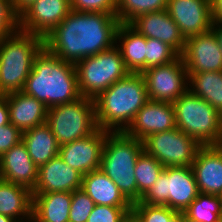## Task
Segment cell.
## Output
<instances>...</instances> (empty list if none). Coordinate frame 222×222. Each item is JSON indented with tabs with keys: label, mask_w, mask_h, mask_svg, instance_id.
I'll list each match as a JSON object with an SVG mask.
<instances>
[{
	"label": "cell",
	"mask_w": 222,
	"mask_h": 222,
	"mask_svg": "<svg viewBox=\"0 0 222 222\" xmlns=\"http://www.w3.org/2000/svg\"><path fill=\"white\" fill-rule=\"evenodd\" d=\"M119 24L113 14L71 10L44 38V47L60 59L76 64L113 47Z\"/></svg>",
	"instance_id": "cell-1"
},
{
	"label": "cell",
	"mask_w": 222,
	"mask_h": 222,
	"mask_svg": "<svg viewBox=\"0 0 222 222\" xmlns=\"http://www.w3.org/2000/svg\"><path fill=\"white\" fill-rule=\"evenodd\" d=\"M15 11L20 15L26 8H28L36 0H12Z\"/></svg>",
	"instance_id": "cell-40"
},
{
	"label": "cell",
	"mask_w": 222,
	"mask_h": 222,
	"mask_svg": "<svg viewBox=\"0 0 222 222\" xmlns=\"http://www.w3.org/2000/svg\"><path fill=\"white\" fill-rule=\"evenodd\" d=\"M191 167L200 193H222V144L202 145Z\"/></svg>",
	"instance_id": "cell-19"
},
{
	"label": "cell",
	"mask_w": 222,
	"mask_h": 222,
	"mask_svg": "<svg viewBox=\"0 0 222 222\" xmlns=\"http://www.w3.org/2000/svg\"><path fill=\"white\" fill-rule=\"evenodd\" d=\"M180 55L164 42L146 38V69L168 64L176 60Z\"/></svg>",
	"instance_id": "cell-32"
},
{
	"label": "cell",
	"mask_w": 222,
	"mask_h": 222,
	"mask_svg": "<svg viewBox=\"0 0 222 222\" xmlns=\"http://www.w3.org/2000/svg\"><path fill=\"white\" fill-rule=\"evenodd\" d=\"M20 30V15L12 0H0V43Z\"/></svg>",
	"instance_id": "cell-35"
},
{
	"label": "cell",
	"mask_w": 222,
	"mask_h": 222,
	"mask_svg": "<svg viewBox=\"0 0 222 222\" xmlns=\"http://www.w3.org/2000/svg\"><path fill=\"white\" fill-rule=\"evenodd\" d=\"M199 193L191 166L165 167L140 202L184 212Z\"/></svg>",
	"instance_id": "cell-7"
},
{
	"label": "cell",
	"mask_w": 222,
	"mask_h": 222,
	"mask_svg": "<svg viewBox=\"0 0 222 222\" xmlns=\"http://www.w3.org/2000/svg\"><path fill=\"white\" fill-rule=\"evenodd\" d=\"M202 145L177 127L143 140L144 151L164 167L191 166Z\"/></svg>",
	"instance_id": "cell-10"
},
{
	"label": "cell",
	"mask_w": 222,
	"mask_h": 222,
	"mask_svg": "<svg viewBox=\"0 0 222 222\" xmlns=\"http://www.w3.org/2000/svg\"><path fill=\"white\" fill-rule=\"evenodd\" d=\"M75 67L79 93L91 99L130 73L116 45L83 58Z\"/></svg>",
	"instance_id": "cell-8"
},
{
	"label": "cell",
	"mask_w": 222,
	"mask_h": 222,
	"mask_svg": "<svg viewBox=\"0 0 222 222\" xmlns=\"http://www.w3.org/2000/svg\"><path fill=\"white\" fill-rule=\"evenodd\" d=\"M115 43L130 72L142 73L146 70V38L142 34L129 24L120 23Z\"/></svg>",
	"instance_id": "cell-23"
},
{
	"label": "cell",
	"mask_w": 222,
	"mask_h": 222,
	"mask_svg": "<svg viewBox=\"0 0 222 222\" xmlns=\"http://www.w3.org/2000/svg\"><path fill=\"white\" fill-rule=\"evenodd\" d=\"M44 38L19 30L0 43V93L22 91Z\"/></svg>",
	"instance_id": "cell-5"
},
{
	"label": "cell",
	"mask_w": 222,
	"mask_h": 222,
	"mask_svg": "<svg viewBox=\"0 0 222 222\" xmlns=\"http://www.w3.org/2000/svg\"><path fill=\"white\" fill-rule=\"evenodd\" d=\"M180 56L188 73L222 71V50L212 31L187 38Z\"/></svg>",
	"instance_id": "cell-14"
},
{
	"label": "cell",
	"mask_w": 222,
	"mask_h": 222,
	"mask_svg": "<svg viewBox=\"0 0 222 222\" xmlns=\"http://www.w3.org/2000/svg\"><path fill=\"white\" fill-rule=\"evenodd\" d=\"M46 124L60 146L93 134L98 129L94 99L81 96L49 107Z\"/></svg>",
	"instance_id": "cell-9"
},
{
	"label": "cell",
	"mask_w": 222,
	"mask_h": 222,
	"mask_svg": "<svg viewBox=\"0 0 222 222\" xmlns=\"http://www.w3.org/2000/svg\"><path fill=\"white\" fill-rule=\"evenodd\" d=\"M176 127L201 145L222 144V115L189 89L173 102Z\"/></svg>",
	"instance_id": "cell-6"
},
{
	"label": "cell",
	"mask_w": 222,
	"mask_h": 222,
	"mask_svg": "<svg viewBox=\"0 0 222 222\" xmlns=\"http://www.w3.org/2000/svg\"><path fill=\"white\" fill-rule=\"evenodd\" d=\"M141 74L149 100L173 103L189 89L188 71L181 56L168 64L150 67Z\"/></svg>",
	"instance_id": "cell-11"
},
{
	"label": "cell",
	"mask_w": 222,
	"mask_h": 222,
	"mask_svg": "<svg viewBox=\"0 0 222 222\" xmlns=\"http://www.w3.org/2000/svg\"><path fill=\"white\" fill-rule=\"evenodd\" d=\"M83 175L58 156L38 168L37 183L32 194L70 192L80 189Z\"/></svg>",
	"instance_id": "cell-18"
},
{
	"label": "cell",
	"mask_w": 222,
	"mask_h": 222,
	"mask_svg": "<svg viewBox=\"0 0 222 222\" xmlns=\"http://www.w3.org/2000/svg\"><path fill=\"white\" fill-rule=\"evenodd\" d=\"M0 222H16V221L11 217L0 214Z\"/></svg>",
	"instance_id": "cell-42"
},
{
	"label": "cell",
	"mask_w": 222,
	"mask_h": 222,
	"mask_svg": "<svg viewBox=\"0 0 222 222\" xmlns=\"http://www.w3.org/2000/svg\"><path fill=\"white\" fill-rule=\"evenodd\" d=\"M22 141V132L12 123L0 126V157Z\"/></svg>",
	"instance_id": "cell-37"
},
{
	"label": "cell",
	"mask_w": 222,
	"mask_h": 222,
	"mask_svg": "<svg viewBox=\"0 0 222 222\" xmlns=\"http://www.w3.org/2000/svg\"><path fill=\"white\" fill-rule=\"evenodd\" d=\"M32 206L33 195L29 188L0 179L1 215L11 217L16 222H25L32 217Z\"/></svg>",
	"instance_id": "cell-24"
},
{
	"label": "cell",
	"mask_w": 222,
	"mask_h": 222,
	"mask_svg": "<svg viewBox=\"0 0 222 222\" xmlns=\"http://www.w3.org/2000/svg\"><path fill=\"white\" fill-rule=\"evenodd\" d=\"M213 23L222 24V0H210Z\"/></svg>",
	"instance_id": "cell-38"
},
{
	"label": "cell",
	"mask_w": 222,
	"mask_h": 222,
	"mask_svg": "<svg viewBox=\"0 0 222 222\" xmlns=\"http://www.w3.org/2000/svg\"><path fill=\"white\" fill-rule=\"evenodd\" d=\"M168 0H116V17L120 23L129 24L139 15L163 11Z\"/></svg>",
	"instance_id": "cell-29"
},
{
	"label": "cell",
	"mask_w": 222,
	"mask_h": 222,
	"mask_svg": "<svg viewBox=\"0 0 222 222\" xmlns=\"http://www.w3.org/2000/svg\"><path fill=\"white\" fill-rule=\"evenodd\" d=\"M144 151L143 141L124 132H107L100 170H102L133 204L138 202L135 164Z\"/></svg>",
	"instance_id": "cell-4"
},
{
	"label": "cell",
	"mask_w": 222,
	"mask_h": 222,
	"mask_svg": "<svg viewBox=\"0 0 222 222\" xmlns=\"http://www.w3.org/2000/svg\"><path fill=\"white\" fill-rule=\"evenodd\" d=\"M182 222H198L187 217L184 212H182Z\"/></svg>",
	"instance_id": "cell-43"
},
{
	"label": "cell",
	"mask_w": 222,
	"mask_h": 222,
	"mask_svg": "<svg viewBox=\"0 0 222 222\" xmlns=\"http://www.w3.org/2000/svg\"><path fill=\"white\" fill-rule=\"evenodd\" d=\"M188 76L189 90L222 115V71L188 73Z\"/></svg>",
	"instance_id": "cell-27"
},
{
	"label": "cell",
	"mask_w": 222,
	"mask_h": 222,
	"mask_svg": "<svg viewBox=\"0 0 222 222\" xmlns=\"http://www.w3.org/2000/svg\"><path fill=\"white\" fill-rule=\"evenodd\" d=\"M0 179L25 186L31 191L34 189L38 167L22 141L0 157Z\"/></svg>",
	"instance_id": "cell-20"
},
{
	"label": "cell",
	"mask_w": 222,
	"mask_h": 222,
	"mask_svg": "<svg viewBox=\"0 0 222 222\" xmlns=\"http://www.w3.org/2000/svg\"><path fill=\"white\" fill-rule=\"evenodd\" d=\"M22 142L38 168L59 155L60 145L46 123L23 132Z\"/></svg>",
	"instance_id": "cell-26"
},
{
	"label": "cell",
	"mask_w": 222,
	"mask_h": 222,
	"mask_svg": "<svg viewBox=\"0 0 222 222\" xmlns=\"http://www.w3.org/2000/svg\"><path fill=\"white\" fill-rule=\"evenodd\" d=\"M108 131L98 128L93 134L60 146L59 157L83 176L100 169Z\"/></svg>",
	"instance_id": "cell-13"
},
{
	"label": "cell",
	"mask_w": 222,
	"mask_h": 222,
	"mask_svg": "<svg viewBox=\"0 0 222 222\" xmlns=\"http://www.w3.org/2000/svg\"><path fill=\"white\" fill-rule=\"evenodd\" d=\"M22 91L48 108L77 100L81 95L75 64L60 59L44 47L35 57Z\"/></svg>",
	"instance_id": "cell-2"
},
{
	"label": "cell",
	"mask_w": 222,
	"mask_h": 222,
	"mask_svg": "<svg viewBox=\"0 0 222 222\" xmlns=\"http://www.w3.org/2000/svg\"><path fill=\"white\" fill-rule=\"evenodd\" d=\"M184 214L198 222H219L222 217L219 195L199 193Z\"/></svg>",
	"instance_id": "cell-28"
},
{
	"label": "cell",
	"mask_w": 222,
	"mask_h": 222,
	"mask_svg": "<svg viewBox=\"0 0 222 222\" xmlns=\"http://www.w3.org/2000/svg\"><path fill=\"white\" fill-rule=\"evenodd\" d=\"M174 128L176 124L173 103L148 100L124 133L143 141L153 133H161Z\"/></svg>",
	"instance_id": "cell-16"
},
{
	"label": "cell",
	"mask_w": 222,
	"mask_h": 222,
	"mask_svg": "<svg viewBox=\"0 0 222 222\" xmlns=\"http://www.w3.org/2000/svg\"><path fill=\"white\" fill-rule=\"evenodd\" d=\"M148 100L143 75L130 72L94 99L98 128L124 132Z\"/></svg>",
	"instance_id": "cell-3"
},
{
	"label": "cell",
	"mask_w": 222,
	"mask_h": 222,
	"mask_svg": "<svg viewBox=\"0 0 222 222\" xmlns=\"http://www.w3.org/2000/svg\"><path fill=\"white\" fill-rule=\"evenodd\" d=\"M70 11V0H36L20 14V30L45 38Z\"/></svg>",
	"instance_id": "cell-12"
},
{
	"label": "cell",
	"mask_w": 222,
	"mask_h": 222,
	"mask_svg": "<svg viewBox=\"0 0 222 222\" xmlns=\"http://www.w3.org/2000/svg\"><path fill=\"white\" fill-rule=\"evenodd\" d=\"M166 10L185 39L212 30L210 0H168Z\"/></svg>",
	"instance_id": "cell-15"
},
{
	"label": "cell",
	"mask_w": 222,
	"mask_h": 222,
	"mask_svg": "<svg viewBox=\"0 0 222 222\" xmlns=\"http://www.w3.org/2000/svg\"><path fill=\"white\" fill-rule=\"evenodd\" d=\"M94 206V201L83 189H76L72 192L69 222H87Z\"/></svg>",
	"instance_id": "cell-34"
},
{
	"label": "cell",
	"mask_w": 222,
	"mask_h": 222,
	"mask_svg": "<svg viewBox=\"0 0 222 222\" xmlns=\"http://www.w3.org/2000/svg\"><path fill=\"white\" fill-rule=\"evenodd\" d=\"M32 217L38 222H69L70 192L32 194Z\"/></svg>",
	"instance_id": "cell-25"
},
{
	"label": "cell",
	"mask_w": 222,
	"mask_h": 222,
	"mask_svg": "<svg viewBox=\"0 0 222 222\" xmlns=\"http://www.w3.org/2000/svg\"><path fill=\"white\" fill-rule=\"evenodd\" d=\"M71 10L116 15V0H70Z\"/></svg>",
	"instance_id": "cell-36"
},
{
	"label": "cell",
	"mask_w": 222,
	"mask_h": 222,
	"mask_svg": "<svg viewBox=\"0 0 222 222\" xmlns=\"http://www.w3.org/2000/svg\"><path fill=\"white\" fill-rule=\"evenodd\" d=\"M131 219L134 222H182V212L138 201L132 205Z\"/></svg>",
	"instance_id": "cell-31"
},
{
	"label": "cell",
	"mask_w": 222,
	"mask_h": 222,
	"mask_svg": "<svg viewBox=\"0 0 222 222\" xmlns=\"http://www.w3.org/2000/svg\"><path fill=\"white\" fill-rule=\"evenodd\" d=\"M129 25L145 38L158 39L182 54L186 39L166 9L139 15Z\"/></svg>",
	"instance_id": "cell-17"
},
{
	"label": "cell",
	"mask_w": 222,
	"mask_h": 222,
	"mask_svg": "<svg viewBox=\"0 0 222 222\" xmlns=\"http://www.w3.org/2000/svg\"><path fill=\"white\" fill-rule=\"evenodd\" d=\"M81 189L94 201L95 205L132 207L118 186L100 169L85 174Z\"/></svg>",
	"instance_id": "cell-22"
},
{
	"label": "cell",
	"mask_w": 222,
	"mask_h": 222,
	"mask_svg": "<svg viewBox=\"0 0 222 222\" xmlns=\"http://www.w3.org/2000/svg\"><path fill=\"white\" fill-rule=\"evenodd\" d=\"M132 207L95 205L87 222H129Z\"/></svg>",
	"instance_id": "cell-33"
},
{
	"label": "cell",
	"mask_w": 222,
	"mask_h": 222,
	"mask_svg": "<svg viewBox=\"0 0 222 222\" xmlns=\"http://www.w3.org/2000/svg\"><path fill=\"white\" fill-rule=\"evenodd\" d=\"M218 40V44L222 50V24L213 23L212 30H211Z\"/></svg>",
	"instance_id": "cell-41"
},
{
	"label": "cell",
	"mask_w": 222,
	"mask_h": 222,
	"mask_svg": "<svg viewBox=\"0 0 222 222\" xmlns=\"http://www.w3.org/2000/svg\"><path fill=\"white\" fill-rule=\"evenodd\" d=\"M26 222H38L36 221L33 217H31L29 220H27Z\"/></svg>",
	"instance_id": "cell-44"
},
{
	"label": "cell",
	"mask_w": 222,
	"mask_h": 222,
	"mask_svg": "<svg viewBox=\"0 0 222 222\" xmlns=\"http://www.w3.org/2000/svg\"><path fill=\"white\" fill-rule=\"evenodd\" d=\"M10 123L22 133L46 123L48 107L23 91L6 94Z\"/></svg>",
	"instance_id": "cell-21"
},
{
	"label": "cell",
	"mask_w": 222,
	"mask_h": 222,
	"mask_svg": "<svg viewBox=\"0 0 222 222\" xmlns=\"http://www.w3.org/2000/svg\"><path fill=\"white\" fill-rule=\"evenodd\" d=\"M164 168L159 161L145 151L140 154L135 164L138 201L153 186Z\"/></svg>",
	"instance_id": "cell-30"
},
{
	"label": "cell",
	"mask_w": 222,
	"mask_h": 222,
	"mask_svg": "<svg viewBox=\"0 0 222 222\" xmlns=\"http://www.w3.org/2000/svg\"><path fill=\"white\" fill-rule=\"evenodd\" d=\"M10 123L6 95L0 93V126Z\"/></svg>",
	"instance_id": "cell-39"
},
{
	"label": "cell",
	"mask_w": 222,
	"mask_h": 222,
	"mask_svg": "<svg viewBox=\"0 0 222 222\" xmlns=\"http://www.w3.org/2000/svg\"><path fill=\"white\" fill-rule=\"evenodd\" d=\"M220 198V204H221V210H222V193L219 195Z\"/></svg>",
	"instance_id": "cell-45"
}]
</instances>
